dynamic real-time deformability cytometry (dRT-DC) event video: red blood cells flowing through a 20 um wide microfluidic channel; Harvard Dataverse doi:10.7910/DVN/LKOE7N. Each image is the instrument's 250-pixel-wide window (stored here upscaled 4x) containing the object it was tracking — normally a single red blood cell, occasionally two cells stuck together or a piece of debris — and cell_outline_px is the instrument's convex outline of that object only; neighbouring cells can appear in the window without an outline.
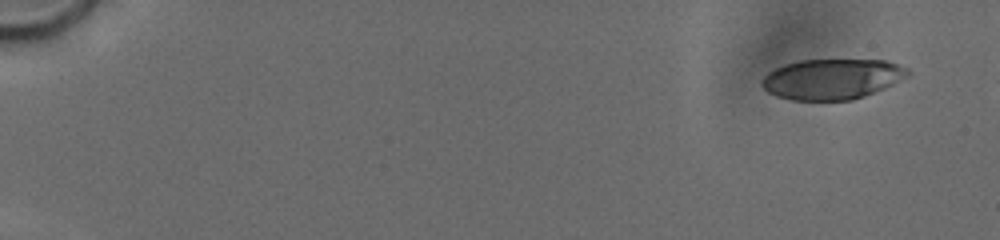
{"species": "human", "species_latin": "Homo sapiens", "temperature_condition": "cold", "stored_images_in_passage": 57, "camera_frame_rate_fps": 3000, "um_per_image_px": 0.085, "donor": {"sex": "male"}, "frame": {"image": 1, "passage_image": 4, "time_ms": 1.0, "image_size_px": [1000, 240], "cell_outline_px": [[912, 72], [908, 76], [884, 88], [864, 96], [852, 100], [792, 100], [776, 96], [768, 92], [760, 84], [760, 80], [768, 72], [784, 64], [800, 60], [884, 60], [908, 68]], "centroid_in_image_um": [70.71, 6.72], "position_along_channel_um": 14.3, "area_um2": 34.39}}
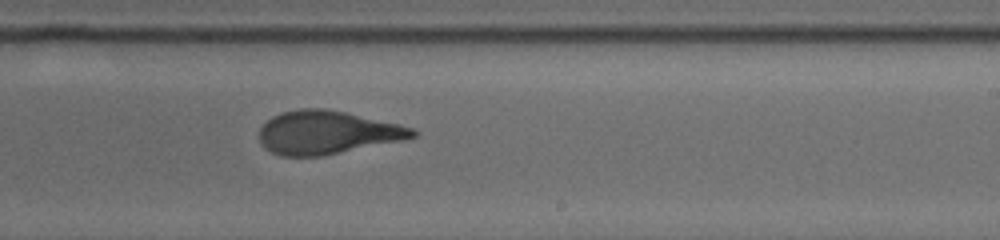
{"frame": {"image": 2, "passage_image": 34, "time_ms": 12.0, "image_size_px": [1000, 240], "cell_outline_px": [[420, 132], [416, 136], [400, 140], [320, 156], [284, 156], [272, 152], [264, 148], [260, 144], [260, 128], [272, 116], [280, 112], [300, 108], [324, 108], [344, 112], [396, 124], [412, 128]], "centroid_in_image_um": [27.74, 11.25], "position_along_channel_um": 261.3, "area_um2": 38.09}}
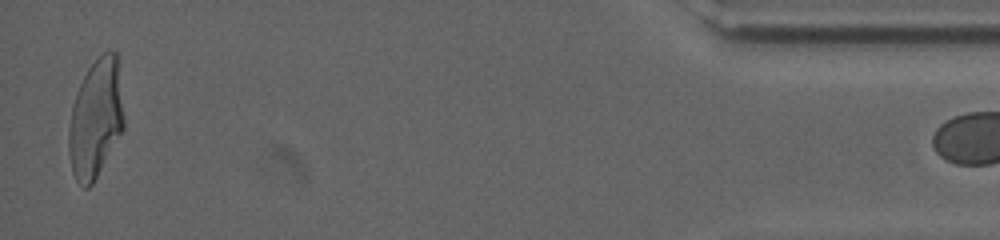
{"frame": {"image": 3, "passage_image": 56, "time_ms": 18.333, "image_size_px": [1000, 240], "cell_outline_px": [[124, 128], [92, 184], [88, 188], [84, 188], [76, 180], [72, 172], [68, 152], [68, 132], [72, 104], [76, 92], [88, 68], [104, 52], [116, 52], [124, 120]], "centroid_in_image_um": [8.11, 10.12], "position_along_channel_um": 427.1, "area_um2": 37.69}}